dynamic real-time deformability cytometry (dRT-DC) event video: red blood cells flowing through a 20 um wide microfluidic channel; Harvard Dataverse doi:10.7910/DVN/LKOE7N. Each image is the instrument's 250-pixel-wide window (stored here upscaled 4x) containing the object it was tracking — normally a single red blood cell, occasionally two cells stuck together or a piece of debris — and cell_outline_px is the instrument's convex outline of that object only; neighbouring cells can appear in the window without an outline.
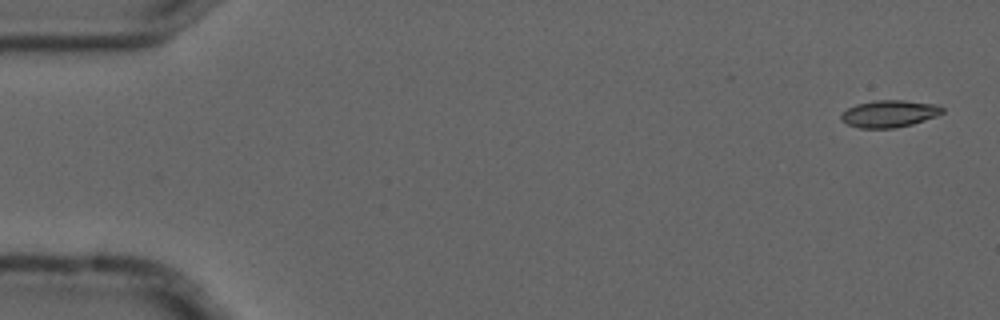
{"species": "common noctule bat (a hibernating species)", "species_latin": "Nyctalus noctula", "temperature_condition": "cold", "stored_images_in_passage": 5, "camera_frame_rate_fps": 3000, "um_per_image_px": 0.085, "animal": {"sex": "male", "forearm_length_mm": 52.5}, "frame": {"image": 1, "passage_image": 1, "time_ms": 0.0, "image_size_px": [1000, 320], "cell_outline_px": [[944, 112], [936, 116], [912, 124], [896, 128], [860, 128], [848, 124], [840, 120], [840, 116], [848, 108], [856, 104], [876, 100], [904, 100], [936, 104], [944, 108]], "centroid_in_image_um": [75.6, 9.66], "position_along_channel_um": 9.4, "area_um2": 15.95}}
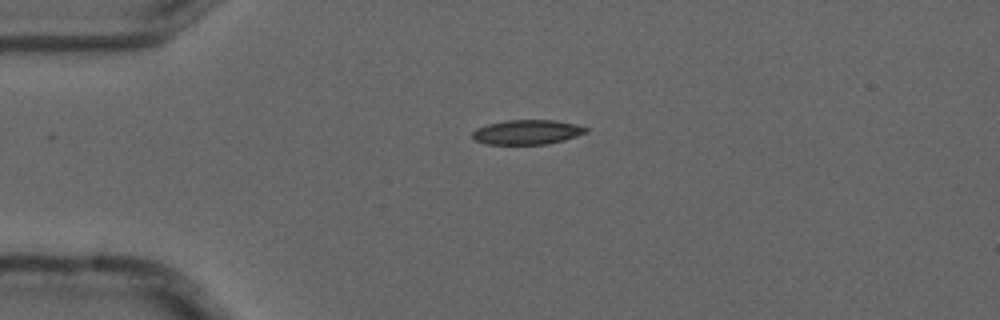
{"frame": {"image": 2, "passage_image": 4, "time_ms": 1.0, "image_size_px": [1000, 320], "cell_outline_px": [[588, 132], [564, 140], [548, 144], [488, 144], [476, 140], [472, 136], [472, 132], [476, 128], [488, 124], [508, 120], [552, 120], [576, 124], [588, 128]], "centroid_in_image_um": [44.82, 11.23], "position_along_channel_um": 40.2, "area_um2": 16.18}}